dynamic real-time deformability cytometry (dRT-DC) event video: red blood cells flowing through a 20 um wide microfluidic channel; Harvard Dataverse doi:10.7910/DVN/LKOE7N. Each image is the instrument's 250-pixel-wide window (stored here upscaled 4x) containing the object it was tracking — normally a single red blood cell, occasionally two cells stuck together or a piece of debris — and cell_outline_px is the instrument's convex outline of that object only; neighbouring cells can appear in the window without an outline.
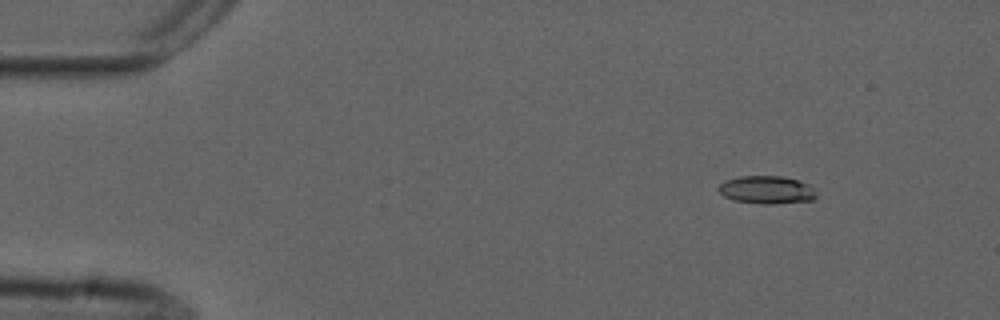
{"species": "common noctule bat (a hibernating species)", "species_latin": "Nyctalus noctula", "temperature_condition": "cold", "stored_images_in_passage": 51, "camera_frame_rate_fps": 3000, "um_per_image_px": 0.085, "animal": {"sex": "male", "forearm_length_mm": 52.5}, "frame": {"image": 1, "passage_image": 2, "time_ms": 0.333, "image_size_px": [1000, 320], "cell_outline_px": [[816, 196], [812, 200], [772, 204], [764, 204], [736, 200], [724, 196], [716, 188], [724, 180], [740, 176], [784, 176], [808, 184], [816, 192]], "centroid_in_image_um": [65.15, 16.12], "position_along_channel_um": 19.9, "area_um2": 15.78}}
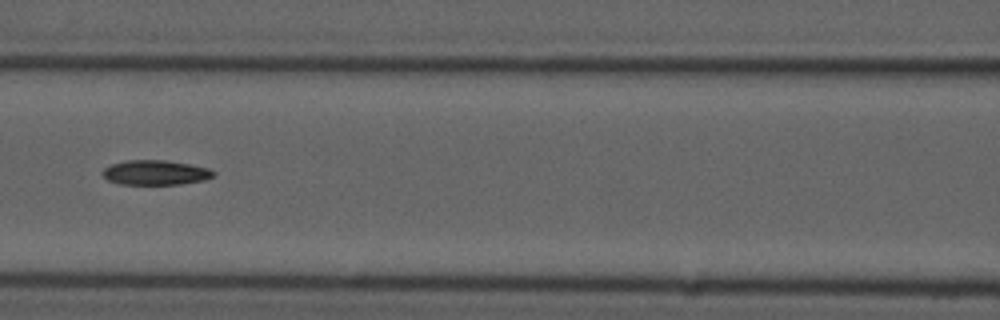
{"frame": {"image": 2, "passage_image": 20, "time_ms": 6.333, "image_size_px": [1000, 320], "cell_outline_px": [[216, 176], [204, 180], [180, 184], [120, 184], [108, 180], [100, 172], [104, 168], [112, 164], [128, 160], [164, 160], [188, 164], [208, 168], [216, 172]], "centroid_in_image_um": [13.22, 14.67], "position_along_channel_um": 153.4, "area_um2": 15.95}}
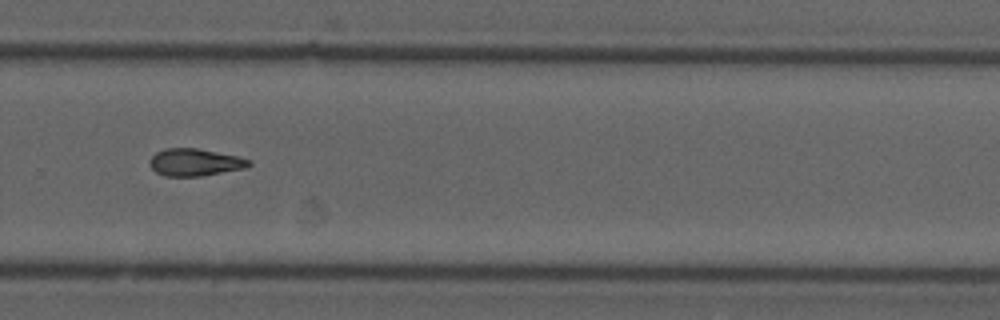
{"frame": {"image": 3, "passage_image": 33, "time_ms": 10.667, "image_size_px": [1000, 320], "cell_outline_px": [[252, 164], [244, 168], [200, 176], [164, 176], [156, 172], [148, 164], [148, 160], [156, 152], [164, 148], [196, 148], [240, 156], [252, 160]], "centroid_in_image_um": [16.56, 13.78], "position_along_channel_um": 313.2, "area_um2": 15.9}, "authors_computed_cell_mechanics": {"area_um2": 15.895, "velocity_mm_per_s": 3.7051, "shape_relaxation_time_tau1_ms": 9.8253, "shape_relaxation_time_tau2_ms": null, "deformation_change_tau1": 0.1781, "deformation_change_tau2": null}}